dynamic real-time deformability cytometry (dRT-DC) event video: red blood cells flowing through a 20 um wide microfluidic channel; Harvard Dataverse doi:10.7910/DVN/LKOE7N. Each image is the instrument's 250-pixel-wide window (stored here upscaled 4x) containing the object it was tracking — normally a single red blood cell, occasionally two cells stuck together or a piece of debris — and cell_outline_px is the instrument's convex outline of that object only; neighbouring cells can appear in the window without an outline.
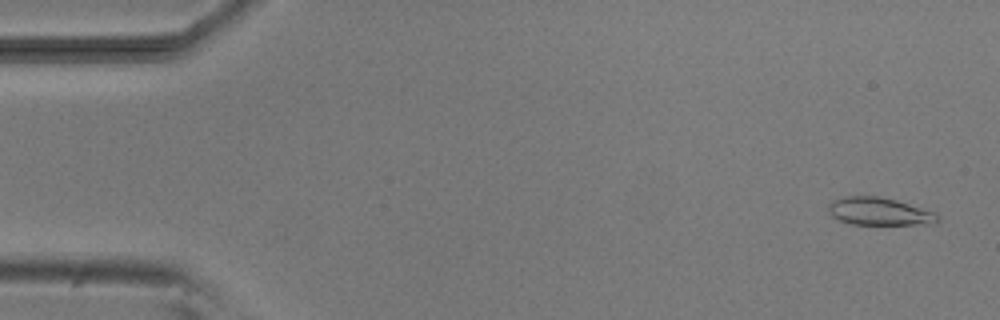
{"species": "common noctule bat (a hibernating species)", "species_latin": "Nyctalus noctula", "temperature_condition": "room temperature", "stored_images_in_passage": 9, "camera_frame_rate_fps": 3000, "um_per_image_px": 0.085, "animal": {"sex": "male", "body_mass_g": 20.5, "forearm_length_mm": 52.5}, "frame": {"image": 1, "passage_image": 1, "time_ms": 0.0, "image_size_px": [1000, 320], "cell_outline_px": [[940, 220], [936, 224], [848, 224], [836, 220], [828, 212], [828, 204], [832, 200], [844, 196], [880, 196], [896, 200], [936, 212], [940, 216]], "centroid_in_image_um": [74.73, 17.98], "position_along_channel_um": 10.3, "area_um2": 17.98}}
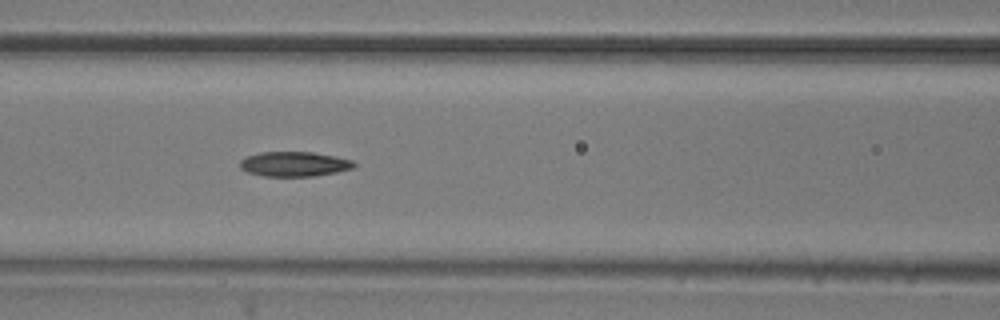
{"frame": {"image": 2, "passage_image": 7, "time_ms": 6.667, "image_size_px": [1000, 320], "cell_outline_px": [[356, 164], [352, 168], [336, 172], [316, 176], [264, 176], [248, 172], [240, 168], [240, 160], [248, 156], [260, 152], [312, 152], [336, 156], [352, 160]], "centroid_in_image_um": [25.01, 13.94], "position_along_channel_um": 141.6, "area_um2": 16.42}}
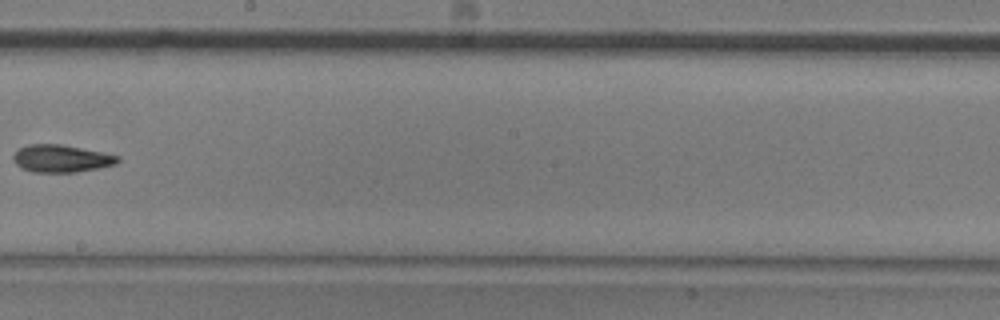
{"frame": {"image": 3, "passage_image": 9, "time_ms": 9.333, "image_size_px": [1000, 320], "cell_outline_px": [[120, 160], [116, 164], [100, 168], [76, 172], [32, 172], [20, 168], [16, 164], [12, 156], [20, 148], [28, 144], [60, 144], [120, 156]], "centroid_in_image_um": [5.2, 13.48], "position_along_channel_um": 243.0, "area_um2": 16.65}}